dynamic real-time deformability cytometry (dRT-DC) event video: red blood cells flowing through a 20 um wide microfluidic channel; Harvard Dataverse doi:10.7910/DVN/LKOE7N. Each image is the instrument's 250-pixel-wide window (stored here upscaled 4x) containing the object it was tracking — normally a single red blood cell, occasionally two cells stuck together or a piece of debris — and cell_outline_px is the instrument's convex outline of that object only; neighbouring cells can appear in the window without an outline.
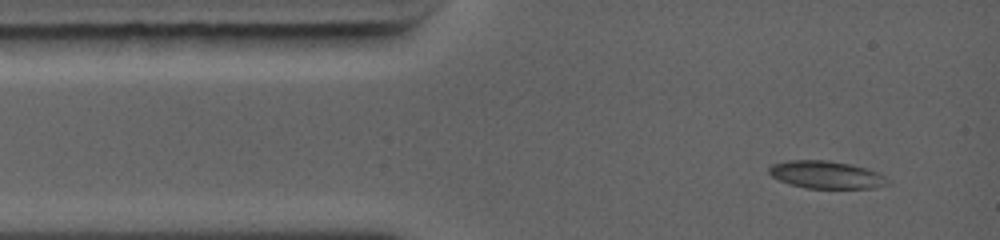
{"species": "common noctule bat (a hibernating species)", "species_latin": "Nyctalus noctula", "temperature_condition": "warm", "stored_images_in_passage": 3, "camera_frame_rate_fps": 5000, "um_per_image_px": 0.085, "animal": {"sex": "female", "body_mass_g": 19.0, "forearm_length_mm": 56.7}, "frame": {"image": 1, "passage_image": 1, "time_ms": 0.0, "image_size_px": [1000, 240], "cell_outline_px": [[892, 184], [876, 188], [804, 188], [788, 184], [772, 176], [768, 172], [768, 168], [772, 164], [788, 160], [828, 160], [848, 164], [864, 168], [876, 172], [892, 180]], "centroid_in_image_um": [70.25, 14.87], "position_along_channel_um": 14.8, "area_um2": 19.19}}
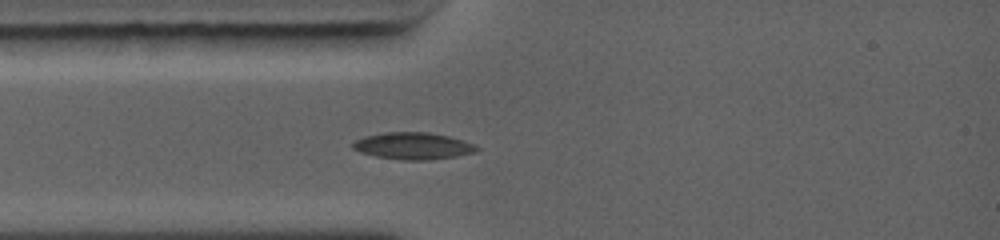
{"frame": {"image": 2, "passage_image": 3, "time_ms": 1.8, "image_size_px": [1000, 240], "cell_outline_px": [[480, 148], [476, 152], [456, 156], [428, 160], [404, 160], [376, 156], [360, 152], [352, 148], [352, 144], [356, 140], [364, 136], [384, 132], [428, 132], [448, 136], [464, 140], [476, 144]], "centroid_in_image_um": [35.14, 12.4], "position_along_channel_um": 49.9, "area_um2": 19.48}}